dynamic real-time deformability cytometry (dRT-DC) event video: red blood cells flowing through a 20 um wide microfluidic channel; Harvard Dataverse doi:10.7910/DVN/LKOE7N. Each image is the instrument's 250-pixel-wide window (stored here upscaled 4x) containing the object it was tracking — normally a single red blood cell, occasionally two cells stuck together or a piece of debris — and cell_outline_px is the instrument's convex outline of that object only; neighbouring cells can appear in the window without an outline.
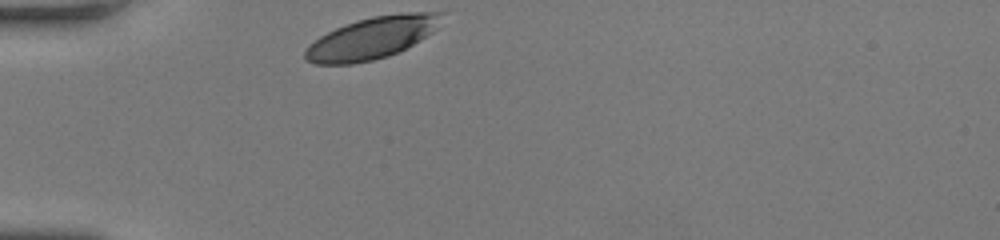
{"species": "human", "species_latin": "Homo sapiens", "temperature_condition": "room temperature", "stored_images_in_passage": 29, "camera_frame_rate_fps": 3000, "um_per_image_px": 0.085, "donor": {"sex": "female"}, "frame": {"image": 1, "passage_image": 1, "time_ms": 0.0, "image_size_px": [1000, 240], "cell_outline_px": [[448, 12], [432, 32], [420, 40], [388, 56], [372, 60], [352, 64], [316, 64], [304, 60], [304, 52], [320, 36], [336, 28], [356, 20], [372, 16], [400, 12]], "centroid_in_image_um": [31.64, 3.2], "position_along_channel_um": 53.4, "area_um2": 33.12}}
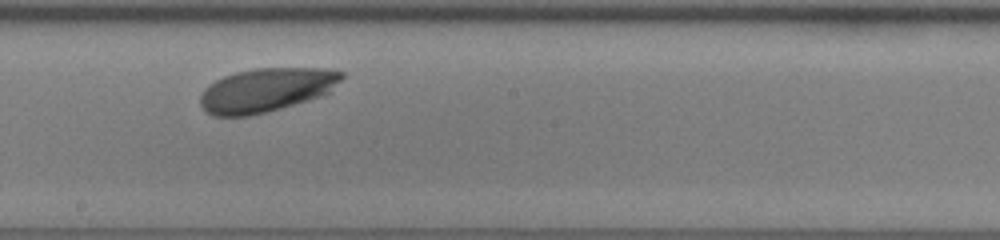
{"frame": {"image": 2, "passage_image": 16, "time_ms": 5.0, "image_size_px": [1000, 240], "cell_outline_px": [[344, 76], [324, 96], [280, 108], [248, 116], [212, 116], [200, 104], [200, 96], [204, 88], [208, 84], [224, 76], [236, 72], [256, 68], [328, 68], [344, 72]], "centroid_in_image_um": [22.63, 7.64], "position_along_channel_um": 225.6, "area_um2": 36.07}}
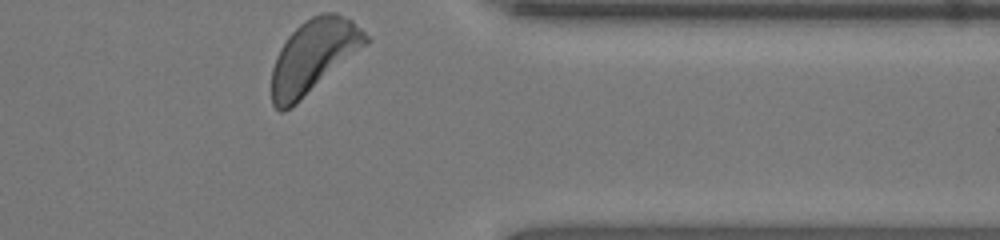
{"frame": {"image": 3, "passage_image": 29, "time_ms": 9.333, "image_size_px": [1000, 240], "cell_outline_px": [[372, 40], [368, 44], [296, 104], [284, 112], [280, 112], [272, 104], [272, 68], [276, 56], [280, 48], [288, 36], [304, 20], [320, 12], [336, 12], [352, 20]], "centroid_in_image_um": [26.66, 4.77], "position_along_channel_um": 384.7, "area_um2": 40.17}, "authors_computed_cell_mechanics": {"area_um2": 36.0094, "velocity_mm_per_s": 3.835, "shape_relaxation_time_tau1_ms": 2.1401, "shape_relaxation_time_tau2_ms": null, "deformation_change_tau1": 0.0939, "deformation_change_tau2": null}}